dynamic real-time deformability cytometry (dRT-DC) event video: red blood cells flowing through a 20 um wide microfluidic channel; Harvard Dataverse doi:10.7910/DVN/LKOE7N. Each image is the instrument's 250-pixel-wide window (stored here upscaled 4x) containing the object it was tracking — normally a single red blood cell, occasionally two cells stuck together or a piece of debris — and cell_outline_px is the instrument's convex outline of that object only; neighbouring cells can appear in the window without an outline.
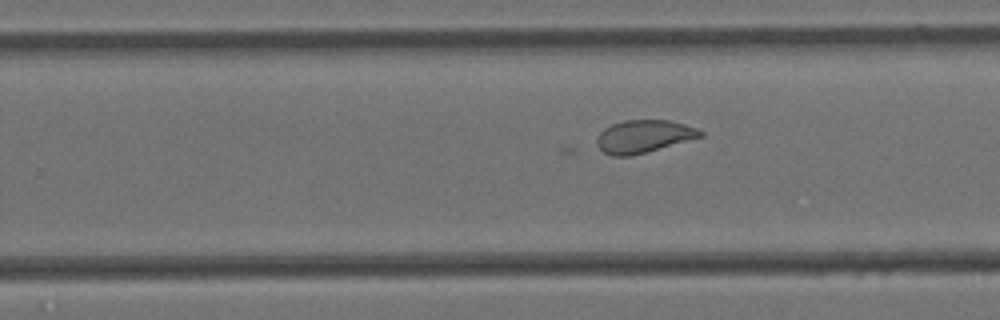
{"species": "Egyptian fruit bat (a non-hibernating species)", "species_latin": "Rousettus aegyptiacus", "temperature_condition": "cold", "stored_images_in_passage": 32, "camera_frame_rate_fps": 3000, "um_per_image_px": 0.085, "animal": {"sex": "female"}, "frame": {"image": 1, "passage_image": 23, "time_ms": 7.333, "image_size_px": [1000, 320], "cell_outline_px": [[704, 136], [632, 156], [612, 156], [604, 152], [596, 144], [596, 140], [600, 132], [604, 128], [612, 124], [624, 120], [668, 120], [684, 124], [696, 128], [704, 132]], "centroid_in_image_um": [54.71, 11.59], "position_along_channel_um": 275.1, "area_um2": 19.71}}